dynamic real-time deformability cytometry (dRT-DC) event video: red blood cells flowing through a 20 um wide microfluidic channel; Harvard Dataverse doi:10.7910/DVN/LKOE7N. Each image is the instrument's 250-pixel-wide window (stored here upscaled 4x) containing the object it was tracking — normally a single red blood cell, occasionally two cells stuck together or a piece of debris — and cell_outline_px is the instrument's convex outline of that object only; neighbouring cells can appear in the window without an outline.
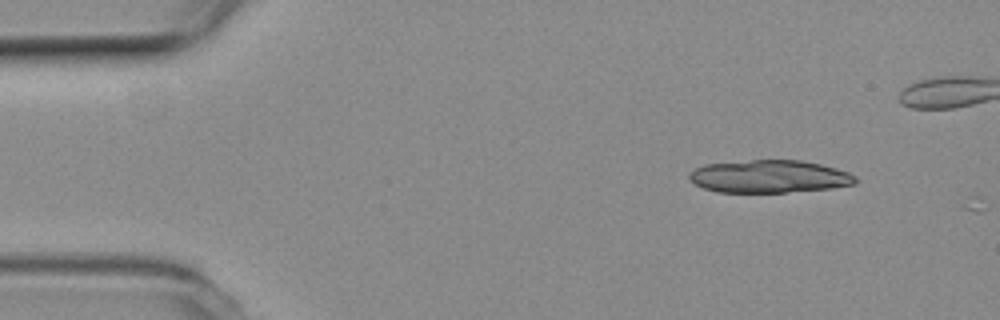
{"species": "common noctule bat (a hibernating species)", "species_latin": "Nyctalus noctula", "temperature_condition": "room temperature", "stored_images_in_passage": 4, "camera_frame_rate_fps": 3000, "um_per_image_px": 0.085, "animal": {"sex": "female", "body_mass_g": 19.3, "forearm_length_mm": 54.1}, "frame": {"image": 1, "passage_image": 3, "time_ms": 0.667, "image_size_px": [1000, 320], "cell_outline_px": [[856, 180], [852, 184], [832, 188], [784, 192], [716, 192], [704, 188], [688, 180], [688, 176], [696, 168], [704, 164], [752, 160], [800, 160], [820, 164], [836, 168], [848, 172], [856, 176]], "centroid_in_image_um": [65.37, 15.0], "position_along_channel_um": 19.6, "area_um2": 31.5}}